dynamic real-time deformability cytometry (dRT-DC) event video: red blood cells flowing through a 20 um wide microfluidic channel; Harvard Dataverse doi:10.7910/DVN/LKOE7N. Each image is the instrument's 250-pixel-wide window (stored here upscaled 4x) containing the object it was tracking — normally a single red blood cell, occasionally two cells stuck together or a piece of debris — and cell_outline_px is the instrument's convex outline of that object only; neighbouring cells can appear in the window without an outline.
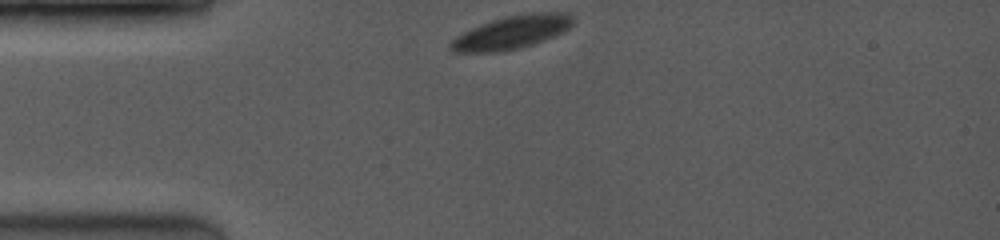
{"species": "common noctule bat (a hibernating species)", "species_latin": "Nyctalus noctula", "temperature_condition": "room temperature", "stored_images_in_passage": 29, "camera_frame_rate_fps": 3500, "um_per_image_px": 0.085, "animal": {"sex": "female", "body_mass_g": 19.0, "forearm_length_mm": 53.3}, "frame": {"image": 1, "passage_image": 1, "time_ms": 0.0, "image_size_px": [1000, 240], "cell_outline_px": [[572, 24], [568, 28], [544, 40], [520, 48], [500, 52], [456, 52], [448, 48], [448, 44], [456, 36], [480, 24], [504, 16], [532, 12], [564, 12], [572, 16]], "centroid_in_image_um": [43.45, 2.74], "position_along_channel_um": 41.5, "area_um2": 23.52}}
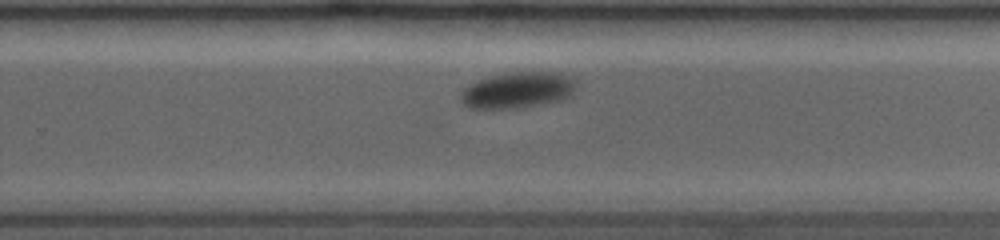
{"frame": {"image": 2, "passage_image": 19, "time_ms": 7.143, "image_size_px": [1000, 240], "cell_outline_px": [[576, 84], [572, 96], [560, 100], [516, 108], [472, 108], [464, 104], [460, 100], [460, 92], [464, 88], [476, 80], [492, 76], [516, 72], [548, 72], [568, 76], [576, 80]], "centroid_in_image_um": [43.99, 7.66], "position_along_channel_um": 285.8, "area_um2": 23.99}}
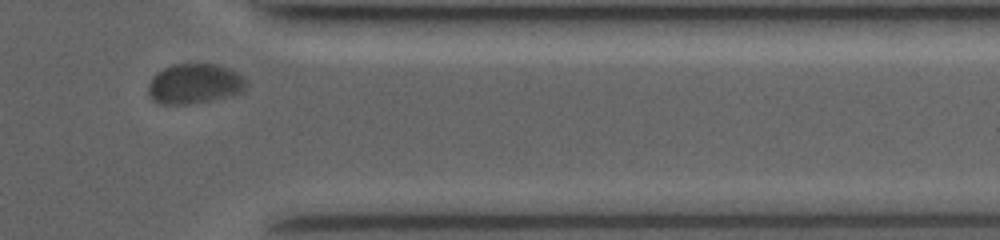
{"frame": {"image": 3, "passage_image": 27, "time_ms": 10.0, "image_size_px": [1000, 240], "cell_outline_px": [[248, 84], [240, 92], [228, 96], [212, 100], [192, 104], [160, 104], [152, 100], [148, 96], [148, 84], [152, 76], [156, 72], [172, 64], [216, 64], [228, 68], [244, 76]], "centroid_in_image_um": [16.5, 7.12], "position_along_channel_um": 394.9, "area_um2": 23.06}, "authors_computed_cell_mechanics": {"area_um2": 24.1604, "velocity_mm_per_s": 3.7931, "shape_relaxation_time_tau1_ms": 5.2259, "shape_relaxation_time_tau2_ms": null, "deformation_change_tau1": 0.143, "deformation_change_tau2": null}}